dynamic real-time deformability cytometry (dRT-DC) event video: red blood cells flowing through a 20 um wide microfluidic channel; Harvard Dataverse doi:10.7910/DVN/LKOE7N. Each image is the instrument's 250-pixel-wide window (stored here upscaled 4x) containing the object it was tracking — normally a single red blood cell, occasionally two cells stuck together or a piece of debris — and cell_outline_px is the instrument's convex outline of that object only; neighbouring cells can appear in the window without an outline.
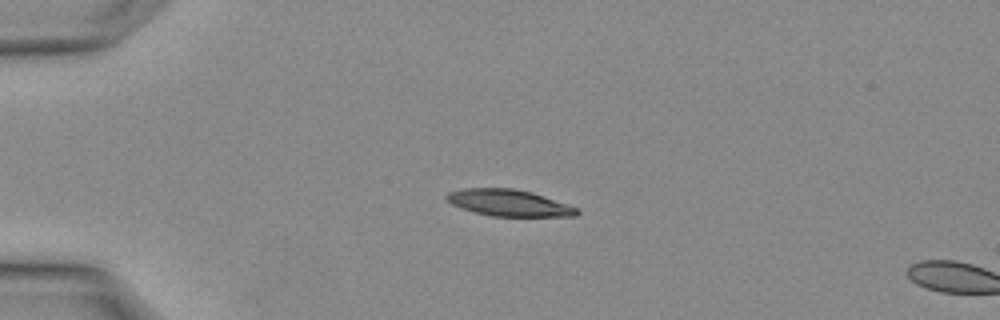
{"species": "Egyptian fruit bat (a non-hibernating species)", "species_latin": "Rousettus aegyptiacus", "temperature_condition": "warm", "stored_images_in_passage": 2, "segment_of_instrument_passage": [1, 2], "camera_frame_rate_fps": 3000, "um_per_image_px": 0.085, "animal": {"sex": "female"}, "frame": {"image": 1, "passage_image": 1, "time_ms": 0.0, "image_size_px": [1000, 320], "cell_outline_px": [[580, 212], [576, 216], [492, 216], [472, 212], [460, 208], [444, 200], [444, 196], [448, 192], [464, 188], [512, 188], [532, 192], [576, 208]], "centroid_in_image_um": [43.16, 17.24], "position_along_channel_um": 41.8, "area_um2": 20.11}}